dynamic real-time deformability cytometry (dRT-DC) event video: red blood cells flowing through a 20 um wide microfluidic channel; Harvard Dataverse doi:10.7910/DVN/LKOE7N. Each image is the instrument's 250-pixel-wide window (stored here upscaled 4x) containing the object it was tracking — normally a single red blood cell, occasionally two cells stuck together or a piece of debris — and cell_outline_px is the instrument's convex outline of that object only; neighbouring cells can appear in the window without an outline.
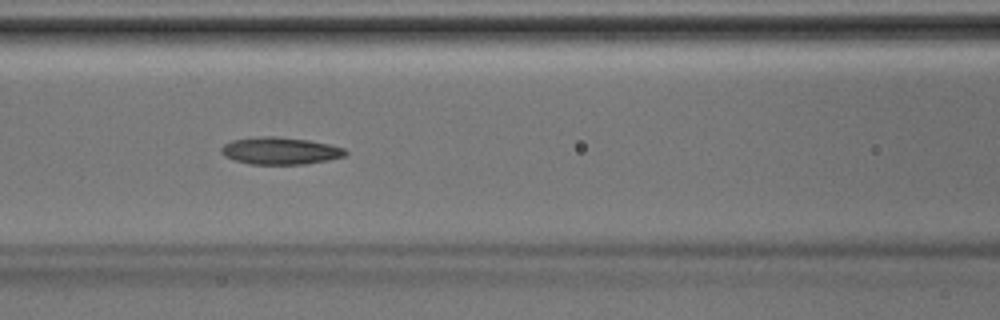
{"species": "Egyptian fruit bat (a non-hibernating species)", "species_latin": "Rousettus aegyptiacus", "temperature_condition": "room temperature", "stored_images_in_passage": 35, "camera_frame_rate_fps": 3000, "um_per_image_px": 0.085, "animal": {"sex": "male"}, "frame": {"image": 1, "passage_image": 11, "time_ms": 3.333, "image_size_px": [1000, 320], "cell_outline_px": [[348, 152], [344, 156], [328, 160], [304, 164], [248, 164], [224, 156], [220, 152], [220, 148], [224, 144], [232, 140], [260, 136], [276, 136], [308, 140], [328, 144], [344, 148]], "centroid_in_image_um": [23.79, 12.81], "position_along_channel_um": 142.8, "area_um2": 19.65}}